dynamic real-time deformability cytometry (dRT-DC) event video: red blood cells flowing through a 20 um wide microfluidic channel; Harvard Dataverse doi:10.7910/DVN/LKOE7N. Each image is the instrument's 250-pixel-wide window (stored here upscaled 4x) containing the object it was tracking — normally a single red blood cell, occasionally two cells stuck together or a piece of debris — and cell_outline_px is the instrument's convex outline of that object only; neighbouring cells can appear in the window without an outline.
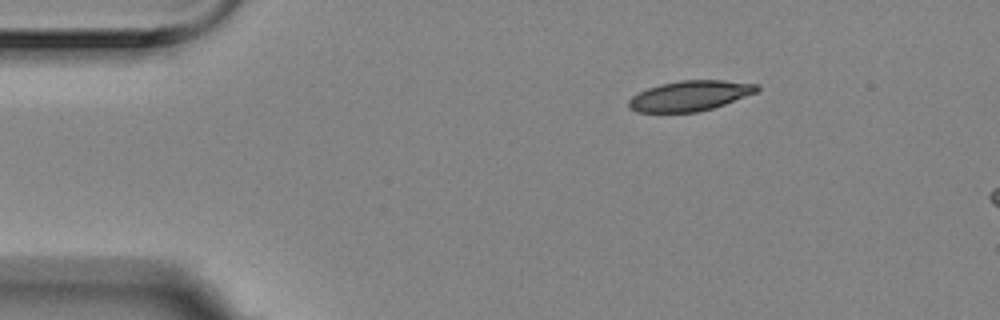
{"species": "Egyptian fruit bat (a non-hibernating species)", "species_latin": "Rousettus aegyptiacus", "temperature_condition": "room temperature", "stored_images_in_passage": 3, "camera_frame_rate_fps": 3000, "um_per_image_px": 0.085, "animal": {"sex": "female"}, "frame": {"image": 1, "passage_image": 1, "time_ms": 0.0, "image_size_px": [1000, 320], "cell_outline_px": [[760, 88], [756, 92], [724, 104], [712, 108], [696, 112], [636, 112], [628, 108], [628, 100], [632, 96], [648, 88], [660, 84], [680, 80], [724, 80], [760, 84]], "centroid_in_image_um": [58.63, 8.13], "position_along_channel_um": 26.4, "area_um2": 22.54}}